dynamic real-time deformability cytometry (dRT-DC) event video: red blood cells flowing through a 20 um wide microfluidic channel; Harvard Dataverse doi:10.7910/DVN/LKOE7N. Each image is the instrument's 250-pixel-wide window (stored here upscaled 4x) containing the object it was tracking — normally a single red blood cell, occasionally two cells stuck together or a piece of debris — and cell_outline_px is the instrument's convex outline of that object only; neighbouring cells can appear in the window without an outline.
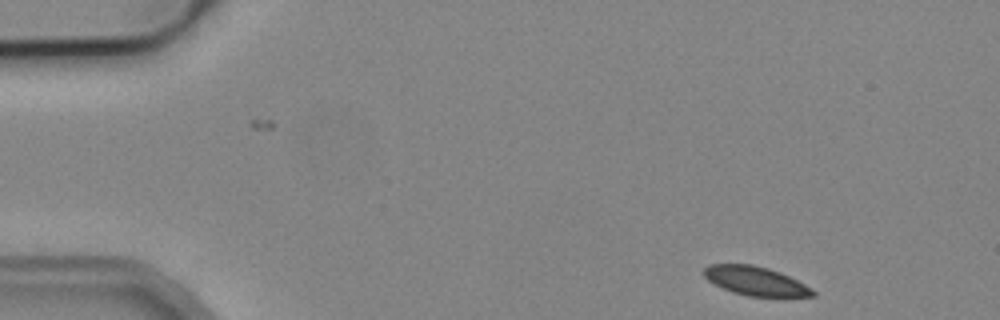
{"species": "common noctule bat (a hibernating species)", "species_latin": "Nyctalus noctula", "temperature_condition": "cold", "stored_images_in_passage": 3, "camera_frame_rate_fps": 3000, "um_per_image_px": 0.085, "animal": {"sex": "male", "body_mass_g": 19.2, "forearm_length_mm": 51.8}, "frame": {"image": 1, "passage_image": 1, "time_ms": 0.0, "image_size_px": [1000, 320], "cell_outline_px": [[816, 296], [748, 296], [732, 292], [708, 280], [704, 276], [704, 268], [708, 264], [752, 264], [768, 268], [780, 272], [812, 288], [816, 292]], "centroid_in_image_um": [64.22, 23.87], "position_along_channel_um": 20.8, "area_um2": 18.15}}
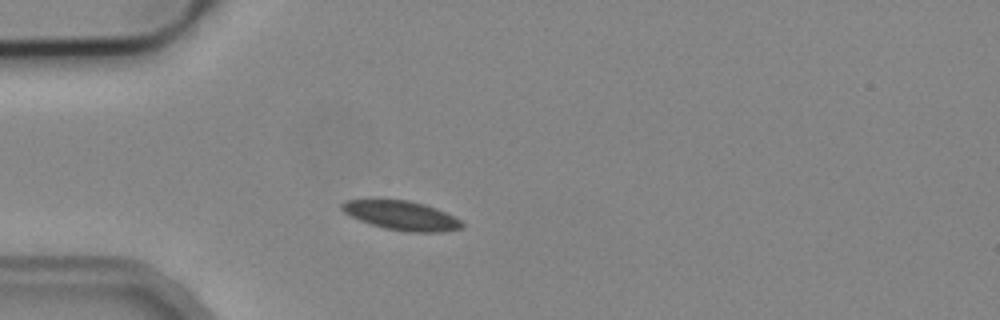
{"frame": {"image": 2, "passage_image": 3, "time_ms": 3.0, "image_size_px": [1000, 320], "cell_outline_px": [[464, 228], [440, 232], [408, 232], [384, 228], [360, 220], [344, 212], [340, 208], [340, 204], [344, 200], [408, 200], [424, 204], [436, 208], [460, 220], [464, 224]], "centroid_in_image_um": [34.14, 18.32], "position_along_channel_um": 50.9, "area_um2": 20.23}}